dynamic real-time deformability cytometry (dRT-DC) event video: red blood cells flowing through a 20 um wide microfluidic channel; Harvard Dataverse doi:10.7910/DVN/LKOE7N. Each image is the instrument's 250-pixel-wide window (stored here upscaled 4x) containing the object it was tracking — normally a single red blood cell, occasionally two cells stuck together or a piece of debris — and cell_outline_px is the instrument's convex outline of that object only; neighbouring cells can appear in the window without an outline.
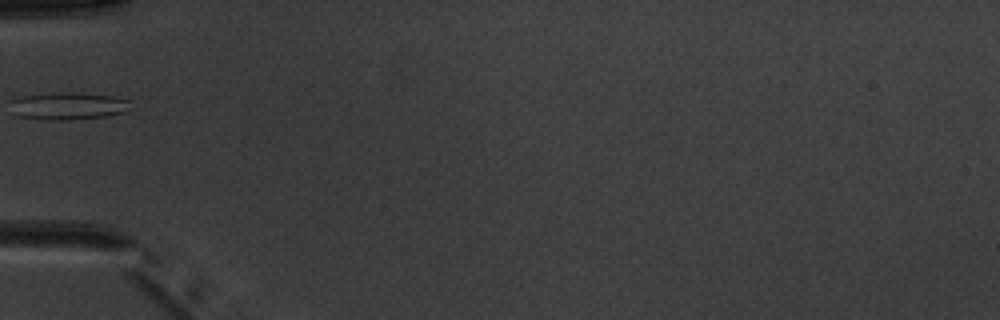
{"species": "common noctule bat (a hibernating species)", "species_latin": "Nyctalus noctula", "temperature_condition": "warm", "stored_images_in_passage": 2, "camera_frame_rate_fps": 3000, "um_per_image_px": 0.085, "animal": {"sex": "male", "body_mass_g": 20.1, "forearm_length_mm": 53.5}, "frame": {"image": 1, "passage_image": 1, "time_ms": 0.0, "image_size_px": [1000, 320], "cell_outline_px": [[132, 108], [124, 112], [108, 116], [68, 120], [48, 120], [20, 116], [12, 100], [20, 96], [52, 92], [68, 92], [116, 96], [132, 100]], "centroid_in_image_um": [5.95, 8.99], "position_along_channel_um": 79.0, "area_um2": 19.13}}
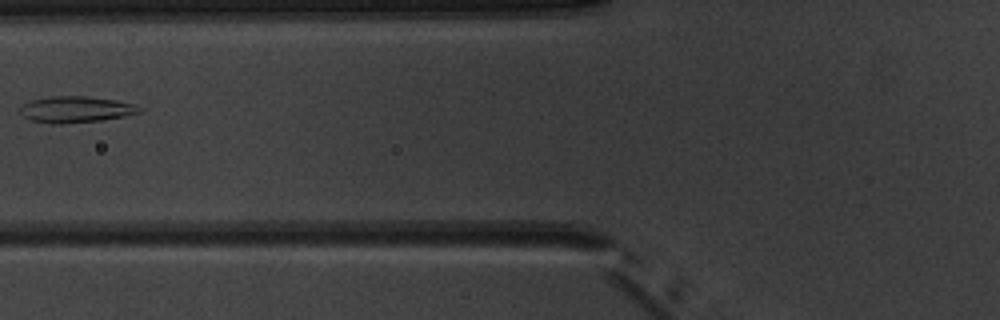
{"frame": {"image": 2, "passage_image": 2, "time_ms": 1.0, "image_size_px": [1000, 320], "cell_outline_px": [[144, 108], [140, 112], [124, 116], [100, 120], [60, 124], [52, 124], [32, 120], [20, 116], [20, 108], [24, 104], [32, 100], [48, 96], [88, 96], [116, 100], [136, 104]], "centroid_in_image_um": [6.45, 9.29], "position_along_channel_um": 119.3, "area_um2": 18.38}}